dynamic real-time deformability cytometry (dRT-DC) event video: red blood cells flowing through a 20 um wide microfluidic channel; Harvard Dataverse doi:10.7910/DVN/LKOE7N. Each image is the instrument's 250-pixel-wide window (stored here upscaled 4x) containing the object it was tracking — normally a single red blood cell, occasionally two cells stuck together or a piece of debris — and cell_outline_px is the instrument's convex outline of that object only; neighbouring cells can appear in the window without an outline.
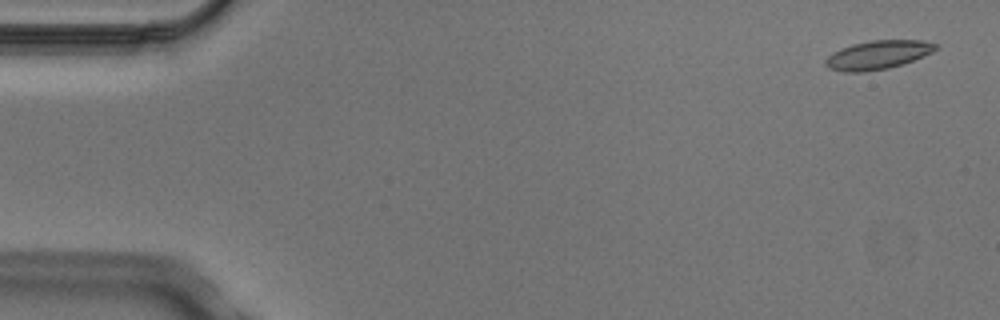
{"species": "Egyptian fruit bat (a non-hibernating species)", "species_latin": "Rousettus aegyptiacus", "temperature_condition": "cold", "stored_images_in_passage": 7, "camera_frame_rate_fps": 3000, "um_per_image_px": 0.085, "animal": {"sex": "male"}, "frame": {"image": 1, "passage_image": 1, "time_ms": 0.0, "image_size_px": [1000, 320], "cell_outline_px": [[940, 44], [932, 52], [912, 60], [888, 68], [864, 72], [844, 72], [828, 68], [824, 64], [824, 60], [832, 52], [840, 48], [852, 44], [868, 40], [924, 40]], "centroid_in_image_um": [74.57, 4.65], "position_along_channel_um": 10.4, "area_um2": 18.5}}
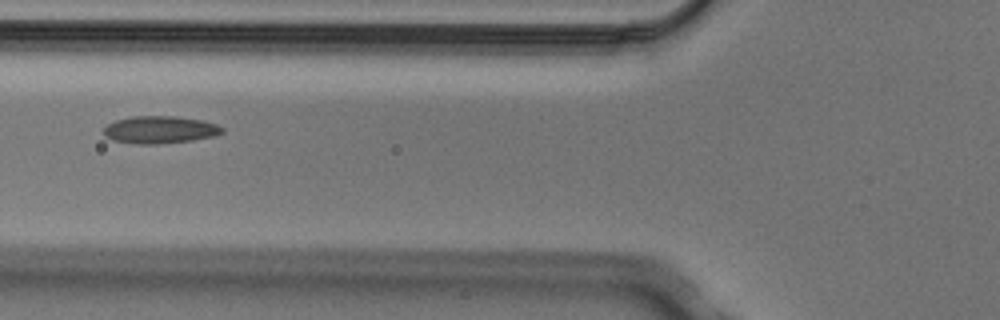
{"frame": {"image": 2, "passage_image": 6, "time_ms": 1.667, "image_size_px": [1000, 320], "cell_outline_px": [[224, 132], [216, 136], [192, 140], [160, 144], [136, 144], [112, 140], [104, 136], [104, 128], [108, 124], [116, 120], [132, 116], [176, 116], [204, 120], [216, 124], [224, 128]], "centroid_in_image_um": [13.62, 11.03], "position_along_channel_um": 112.2, "area_um2": 19.13}}
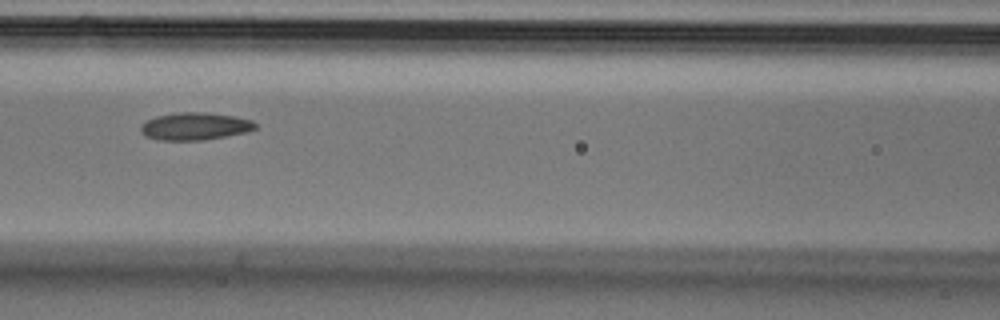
{"frame": {"image": 3, "passage_image": 7, "time_ms": 2.0, "image_size_px": [1000, 320], "cell_outline_px": [[256, 128], [244, 132], [228, 136], [204, 140], [156, 140], [144, 136], [140, 132], [140, 124], [144, 120], [156, 116], [180, 112], [204, 112], [236, 116], [252, 120], [256, 124]], "centroid_in_image_um": [16.51, 10.73], "position_along_channel_um": 150.1, "area_um2": 18.61}}